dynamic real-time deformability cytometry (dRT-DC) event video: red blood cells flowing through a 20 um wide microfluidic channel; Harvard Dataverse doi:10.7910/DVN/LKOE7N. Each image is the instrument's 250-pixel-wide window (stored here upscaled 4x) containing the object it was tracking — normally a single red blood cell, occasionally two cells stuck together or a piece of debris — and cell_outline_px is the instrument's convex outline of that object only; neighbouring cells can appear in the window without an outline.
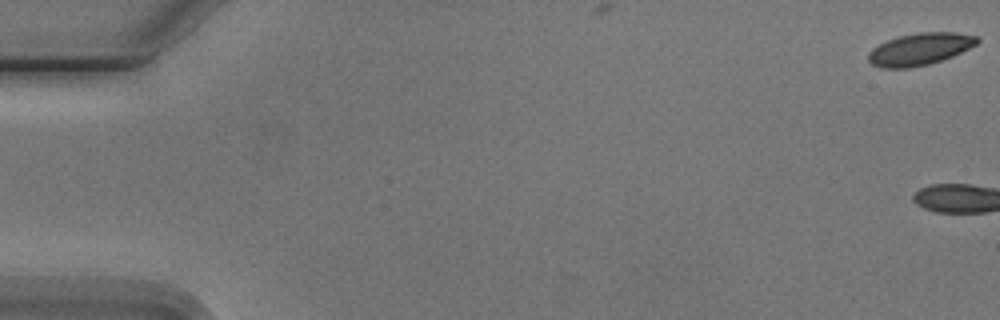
{"species": "Egyptian fruit bat (a non-hibernating species)", "species_latin": "Rousettus aegyptiacus", "temperature_condition": "cold", "stored_images_in_passage": 5, "camera_frame_rate_fps": 3000, "um_per_image_px": 0.085, "animal": {"sex": "male"}, "frame": {"image": 1, "passage_image": 1, "time_ms": 0.0, "image_size_px": [1000, 320], "cell_outline_px": [[980, 40], [976, 44], [952, 56], [928, 64], [908, 68], [880, 68], [872, 64], [868, 60], [868, 52], [872, 48], [888, 40], [900, 36], [920, 32], [956, 32], [980, 36]], "centroid_in_image_um": [78.19, 4.17], "position_along_channel_um": 6.8, "area_um2": 20.23}}